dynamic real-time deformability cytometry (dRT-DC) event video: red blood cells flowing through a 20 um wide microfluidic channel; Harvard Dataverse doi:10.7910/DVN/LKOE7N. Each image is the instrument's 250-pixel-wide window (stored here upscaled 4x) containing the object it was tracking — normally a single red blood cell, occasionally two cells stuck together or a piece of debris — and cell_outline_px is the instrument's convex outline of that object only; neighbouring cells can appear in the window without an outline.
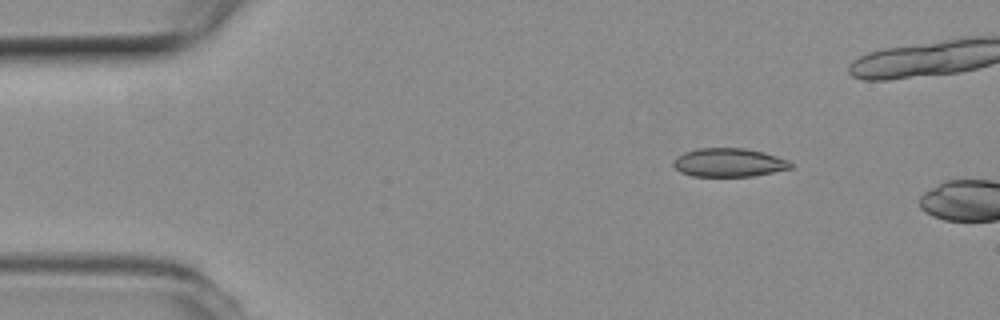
{"species": "common noctule bat (a hibernating species)", "species_latin": "Nyctalus noctula", "temperature_condition": "room temperature", "stored_images_in_passage": 4, "camera_frame_rate_fps": 3000, "um_per_image_px": 0.085, "animal": {"sex": "female", "body_mass_g": 19.3, "forearm_length_mm": 54.1}, "frame": {"image": 1, "passage_image": 1, "time_ms": 0.0, "image_size_px": [1000, 320], "cell_outline_px": [[792, 168], [752, 176], [692, 176], [680, 172], [672, 164], [672, 160], [676, 156], [684, 152], [696, 148], [744, 148], [764, 152], [788, 160], [792, 164]], "centroid_in_image_um": [61.91, 13.81], "position_along_channel_um": 23.1, "area_um2": 19.59}}